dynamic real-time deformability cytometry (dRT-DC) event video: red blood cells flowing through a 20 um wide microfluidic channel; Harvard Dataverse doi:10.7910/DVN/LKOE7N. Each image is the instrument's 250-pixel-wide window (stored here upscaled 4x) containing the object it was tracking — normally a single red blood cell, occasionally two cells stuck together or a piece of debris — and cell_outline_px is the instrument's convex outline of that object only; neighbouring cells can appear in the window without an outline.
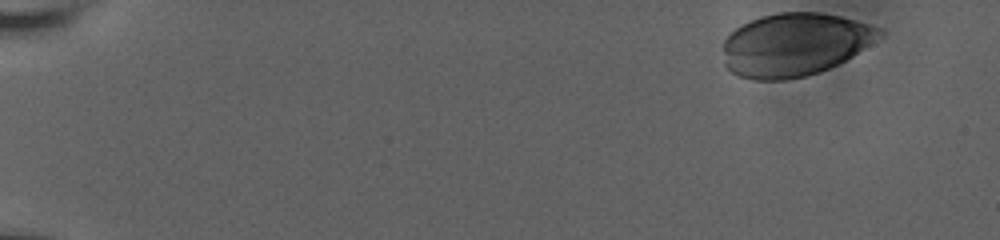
{"species": "human", "species_latin": "Homo sapiens", "temperature_condition": "room temperature", "stored_images_in_passage": 33, "camera_frame_rate_fps": 3000, "um_per_image_px": 0.085, "donor": {"sex": "male"}, "frame": {"image": 1, "passage_image": 1, "time_ms": 0.0, "image_size_px": [1000, 240], "cell_outline_px": [[888, 32], [884, 36], [852, 56], [820, 72], [804, 76], [784, 80], [756, 80], [740, 76], [732, 72], [724, 64], [724, 40], [740, 24], [760, 16], [780, 12], [820, 12], [840, 16], [884, 28]], "centroid_in_image_um": [67.59, 3.77], "position_along_channel_um": 17.4, "area_um2": 57.68}}
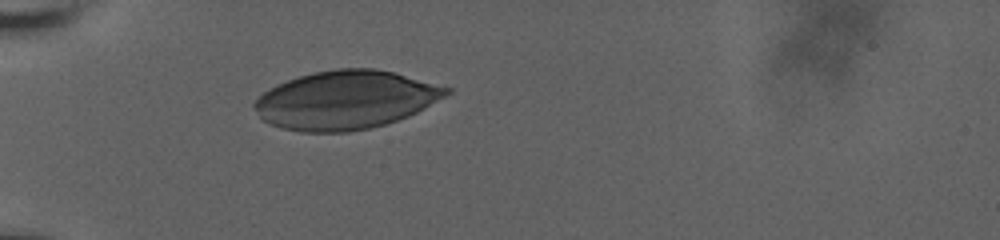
{"frame": {"image": 2, "passage_image": 31, "time_ms": 5.0, "image_size_px": [1000, 240], "cell_outline_px": [[452, 92], [424, 108], [408, 116], [384, 124], [368, 128], [348, 132], [300, 132], [280, 128], [268, 124], [260, 116], [252, 104], [264, 92], [276, 84], [312, 72], [336, 68], [372, 68], [396, 72], [452, 88]], "centroid_in_image_um": [29.38, 8.49], "position_along_channel_um": 55.6, "area_um2": 65.37}}